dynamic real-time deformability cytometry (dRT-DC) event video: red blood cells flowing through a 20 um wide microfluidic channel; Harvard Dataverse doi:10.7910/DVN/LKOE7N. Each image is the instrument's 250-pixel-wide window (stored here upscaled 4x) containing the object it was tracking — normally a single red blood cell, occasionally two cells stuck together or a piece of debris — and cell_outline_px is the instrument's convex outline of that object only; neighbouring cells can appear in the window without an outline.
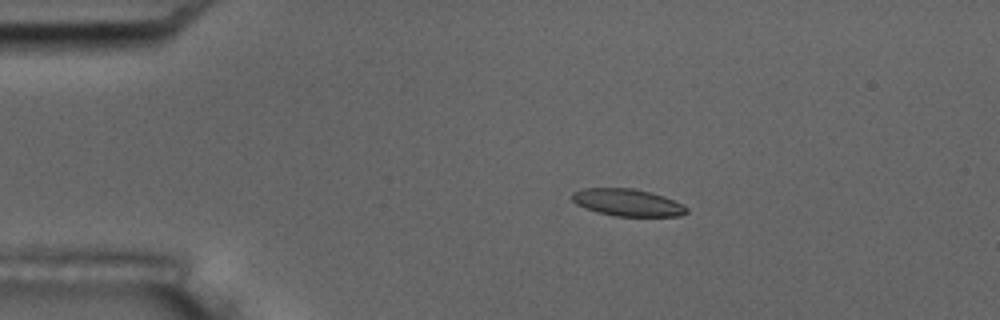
{"species": "common noctule bat (a hibernating species)", "species_latin": "Nyctalus noctula", "temperature_condition": "room temperature", "stored_images_in_passage": 6, "camera_frame_rate_fps": 3000, "um_per_image_px": 0.085, "animal": {"sex": "male", "body_mass_g": 17.5, "forearm_length_mm": 52.3}, "frame": {"image": 1, "passage_image": 2, "time_ms": 1.0, "image_size_px": [1000, 320], "cell_outline_px": [[688, 212], [680, 216], [616, 216], [596, 212], [584, 208], [576, 204], [572, 200], [572, 192], [584, 188], [632, 188], [664, 196], [688, 208]], "centroid_in_image_um": [53.3, 17.22], "position_along_channel_um": 31.7, "area_um2": 18.03}}